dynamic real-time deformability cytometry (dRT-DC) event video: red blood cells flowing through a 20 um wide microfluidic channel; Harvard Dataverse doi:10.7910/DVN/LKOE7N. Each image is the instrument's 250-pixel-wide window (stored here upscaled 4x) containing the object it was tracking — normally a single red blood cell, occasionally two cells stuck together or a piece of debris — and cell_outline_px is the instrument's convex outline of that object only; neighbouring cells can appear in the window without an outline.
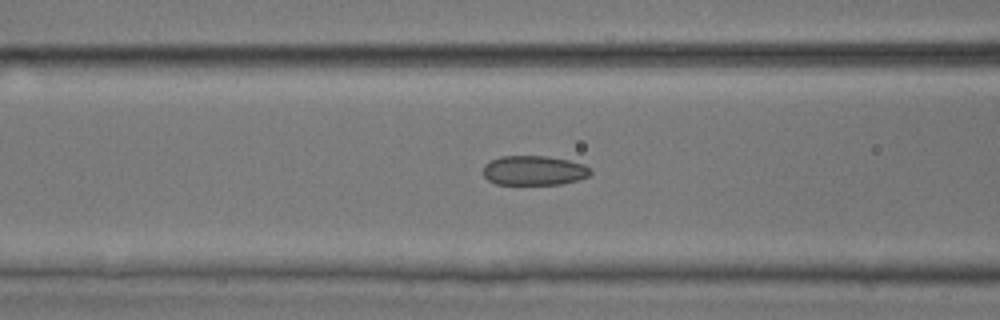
{"species": "common noctule bat (a hibernating species)", "species_latin": "Nyctalus noctula", "temperature_condition": "room temperature", "stored_images_in_passage": 43, "camera_frame_rate_fps": 3000, "um_per_image_px": 0.085, "animal": {"sex": "male", "body_mass_g": 17.9, "forearm_length_mm": 54.2}, "frame": {"image": 1, "passage_image": 21, "time_ms": 6.667, "image_size_px": [1000, 320], "cell_outline_px": [[592, 172], [588, 176], [576, 180], [560, 184], [496, 184], [488, 180], [484, 176], [484, 164], [500, 156], [548, 156], [568, 160], [584, 164], [592, 168]], "centroid_in_image_um": [45.4, 14.48], "position_along_channel_um": 121.2, "area_um2": 18.5}}
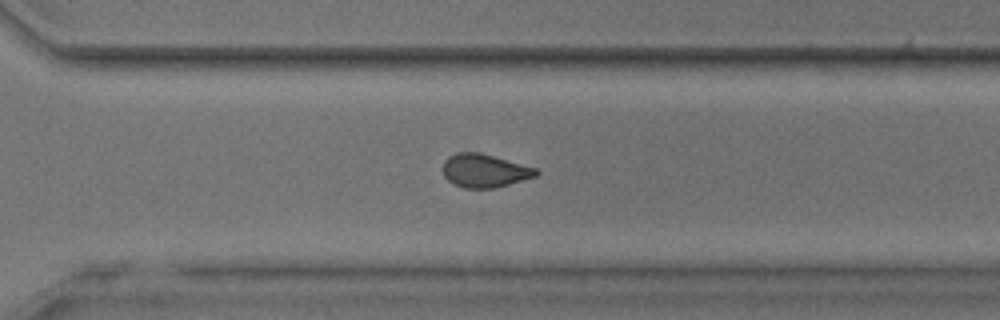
{"frame": {"image": 2, "passage_image": 36, "time_ms": 11.667, "image_size_px": [1000, 320], "cell_outline_px": [[540, 172], [536, 176], [508, 184], [492, 188], [464, 188], [452, 184], [444, 176], [444, 160], [448, 156], [456, 152], [480, 152], [536, 168]], "centroid_in_image_um": [41.16, 14.5], "position_along_channel_um": 329.4, "area_um2": 18.03}}
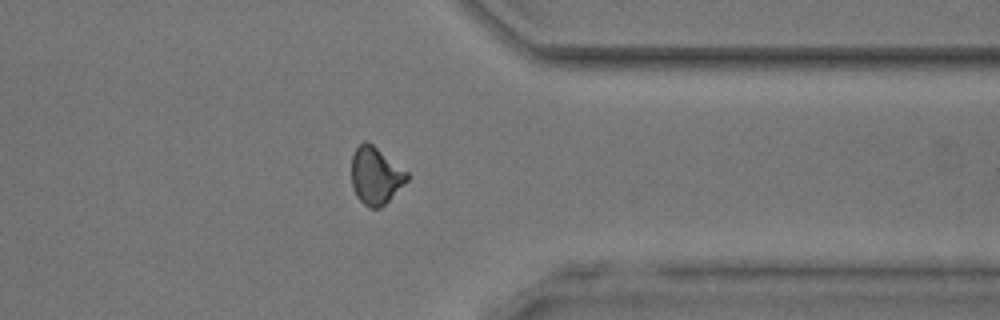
{"frame": {"image": 3, "passage_image": 40, "time_ms": 13.0, "image_size_px": [1000, 320], "cell_outline_px": [[408, 180], [380, 208], [368, 208], [356, 196], [352, 188], [352, 156], [356, 148], [364, 140], [372, 144], [408, 172]], "centroid_in_image_um": [31.91, 14.94], "position_along_channel_um": 379.5, "area_um2": 18.32}}